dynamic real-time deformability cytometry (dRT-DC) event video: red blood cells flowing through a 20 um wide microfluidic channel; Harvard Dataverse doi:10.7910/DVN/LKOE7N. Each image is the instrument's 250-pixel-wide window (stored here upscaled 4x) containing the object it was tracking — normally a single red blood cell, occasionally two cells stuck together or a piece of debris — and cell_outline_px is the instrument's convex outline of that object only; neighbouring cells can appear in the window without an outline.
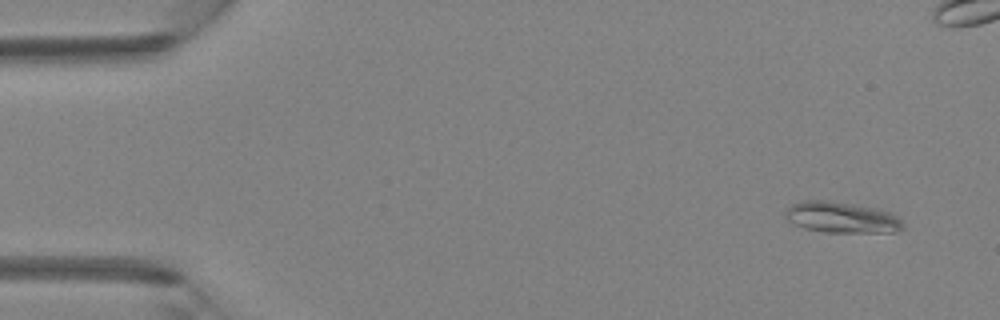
{"species": "Egyptian fruit bat (a non-hibernating species)", "species_latin": "Rousettus aegyptiacus", "temperature_condition": "room temperature", "stored_images_in_passage": 4, "camera_frame_rate_fps": 3000, "um_per_image_px": 0.085, "animal": {"sex": "female"}, "frame": {"image": 1, "passage_image": 1, "time_ms": 0.0, "image_size_px": [1000, 320], "cell_outline_px": [[904, 228], [896, 232], [824, 232], [804, 228], [784, 220], [784, 212], [792, 204], [800, 200], [828, 200], [880, 208], [892, 212], [904, 224]], "centroid_in_image_um": [71.52, 18.47], "position_along_channel_um": 13.5, "area_um2": 21.68}}